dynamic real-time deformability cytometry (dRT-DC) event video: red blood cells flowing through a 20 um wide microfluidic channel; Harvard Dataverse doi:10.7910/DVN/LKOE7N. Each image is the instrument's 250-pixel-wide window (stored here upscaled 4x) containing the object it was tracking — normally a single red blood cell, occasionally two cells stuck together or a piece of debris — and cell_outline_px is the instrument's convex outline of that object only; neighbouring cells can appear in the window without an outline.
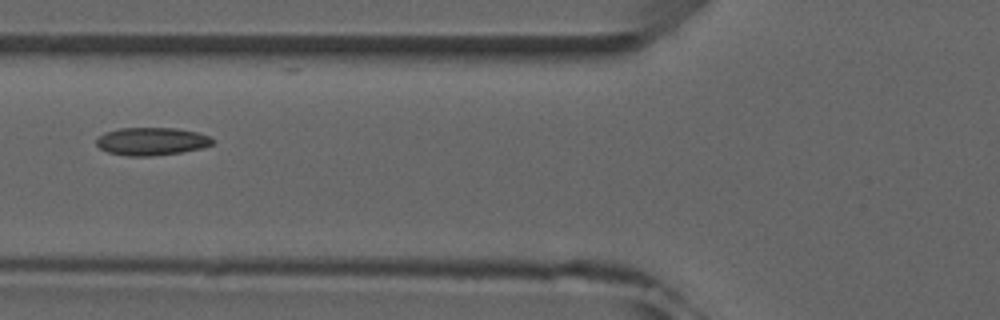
{"species": "common noctule bat (a hibernating species)", "species_latin": "Nyctalus noctula", "temperature_condition": "room temperature", "stored_images_in_passage": 5, "camera_frame_rate_fps": 3000, "um_per_image_px": 0.085, "animal": {"sex": "male", "forearm_length_mm": 52.5}, "frame": {"image": 1, "passage_image": 5, "time_ms": 4.667, "image_size_px": [1000, 320], "cell_outline_px": [[216, 140], [212, 144], [200, 148], [180, 152], [152, 156], [128, 156], [108, 152], [100, 148], [96, 144], [96, 140], [104, 132], [120, 128], [176, 128], [196, 132], [208, 136]], "centroid_in_image_um": [12.87, 12.01], "position_along_channel_um": 112.9, "area_um2": 18.73}}